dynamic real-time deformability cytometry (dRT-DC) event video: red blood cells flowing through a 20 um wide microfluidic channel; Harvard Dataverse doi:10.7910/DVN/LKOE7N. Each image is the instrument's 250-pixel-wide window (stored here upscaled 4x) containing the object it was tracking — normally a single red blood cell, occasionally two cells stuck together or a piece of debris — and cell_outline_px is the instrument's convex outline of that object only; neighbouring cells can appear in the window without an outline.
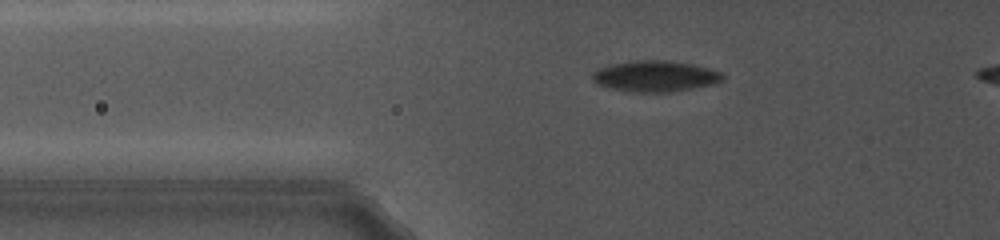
{"species": "common noctule bat (a hibernating species)", "species_latin": "Nyctalus noctula", "temperature_condition": "cold", "stored_images_in_passage": 24, "camera_frame_rate_fps": 5000, "um_per_image_px": 0.085, "animal": {"sex": "female", "body_mass_g": 19.0, "forearm_length_mm": 56.7}, "frame": {"image": 1, "passage_image": 2, "time_ms": 0.8, "image_size_px": [1000, 240], "cell_outline_px": [[724, 80], [716, 84], [668, 92], [628, 92], [596, 84], [592, 80], [592, 72], [600, 68], [612, 64], [632, 60], [668, 60], [692, 64], [708, 68], [720, 72], [724, 76]], "centroid_in_image_um": [55.69, 6.47], "position_along_channel_um": 70.1, "area_um2": 23.64}}
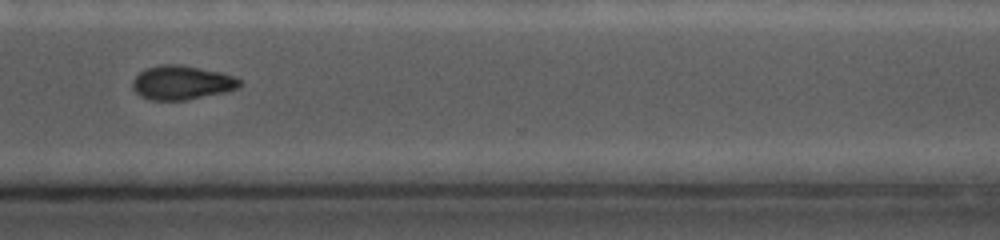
{"frame": {"image": 2, "passage_image": 22, "time_ms": 8.6, "image_size_px": [1000, 240], "cell_outline_px": [[244, 84], [240, 88], [224, 92], [188, 100], [152, 100], [140, 96], [132, 88], [132, 80], [144, 68], [160, 64], [184, 64], [220, 72], [236, 76]], "centroid_in_image_um": [15.47, 7.01], "position_along_channel_um": 355.1, "area_um2": 21.68}}
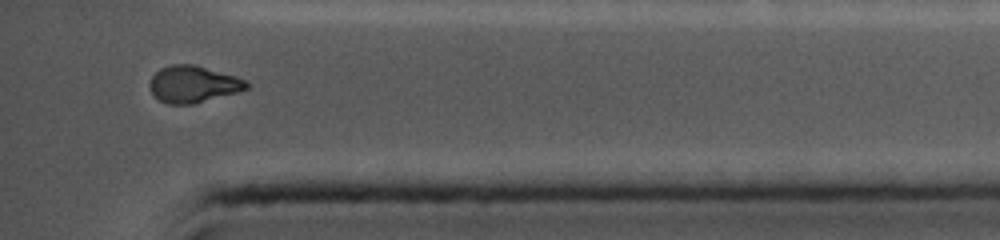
{"frame": {"image": 3, "passage_image": 24, "time_ms": 10.2, "image_size_px": [1000, 240], "cell_outline_px": [[248, 88], [236, 92], [192, 104], [168, 104], [160, 100], [152, 92], [148, 84], [152, 76], [160, 68], [172, 64], [192, 64], [236, 76], [248, 80]], "centroid_in_image_um": [16.41, 7.14], "position_along_channel_um": 418.8, "area_um2": 20.52}}